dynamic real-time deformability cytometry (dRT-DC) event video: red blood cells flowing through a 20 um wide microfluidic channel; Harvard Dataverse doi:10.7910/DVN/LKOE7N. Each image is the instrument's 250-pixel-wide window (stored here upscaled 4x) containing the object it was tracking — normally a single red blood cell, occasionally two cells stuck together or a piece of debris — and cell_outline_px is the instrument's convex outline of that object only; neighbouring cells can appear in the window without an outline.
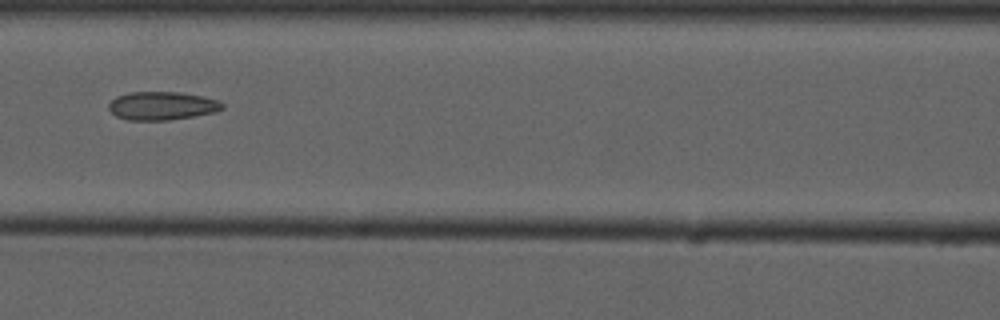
{"species": "common noctule bat (a hibernating species)", "species_latin": "Nyctalus noctula", "temperature_condition": "cold", "stored_images_in_passage": 6, "camera_frame_rate_fps": 3000, "um_per_image_px": 0.085, "animal": {"sex": "male", "forearm_length_mm": 52.5}, "frame": {"image": 1, "passage_image": 6, "time_ms": 6.667, "image_size_px": [1000, 320], "cell_outline_px": [[224, 108], [216, 112], [168, 120], [128, 120], [116, 116], [108, 108], [108, 104], [116, 96], [128, 92], [180, 92], [220, 100], [224, 104]], "centroid_in_image_um": [13.77, 8.99], "position_along_channel_um": 152.8, "area_um2": 18.79}}